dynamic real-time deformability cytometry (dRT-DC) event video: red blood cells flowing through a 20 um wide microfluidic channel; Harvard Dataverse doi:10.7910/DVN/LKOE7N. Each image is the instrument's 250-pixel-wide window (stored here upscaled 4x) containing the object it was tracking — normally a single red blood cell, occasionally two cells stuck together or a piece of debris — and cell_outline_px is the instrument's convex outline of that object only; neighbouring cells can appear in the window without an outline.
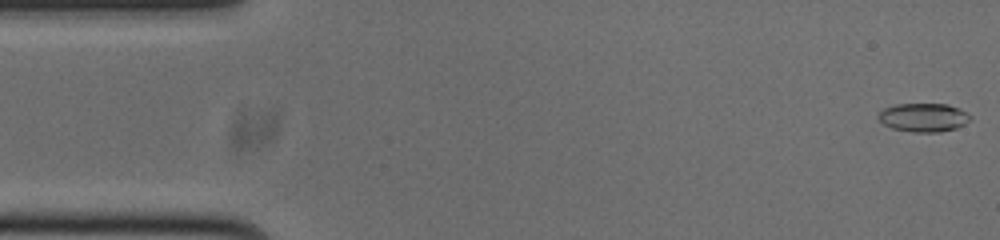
{"species": "common noctule bat (a hibernating species)", "species_latin": "Nyctalus noctula", "temperature_condition": "cold", "stored_images_in_passage": 53, "camera_frame_rate_fps": 3000, "um_per_image_px": 0.085, "animal": {"sex": "male", "body_mass_g": 20.0, "forearm_length_mm": 53.3}, "frame": {"image": 1, "passage_image": 1, "time_ms": 0.0, "image_size_px": [1000, 240], "cell_outline_px": [[972, 116], [964, 124], [956, 128], [940, 132], [912, 132], [892, 128], [884, 124], [876, 116], [884, 108], [896, 104], [948, 104], [960, 108]], "centroid_in_image_um": [78.5, 9.98], "position_along_channel_um": 6.5, "area_um2": 15.32}}
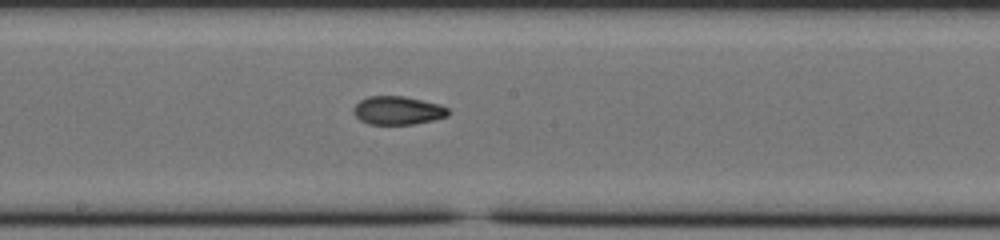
{"frame": {"image": 2, "passage_image": 27, "time_ms": 8.667, "image_size_px": [1000, 240], "cell_outline_px": [[452, 112], [448, 116], [432, 120], [412, 124], [368, 124], [360, 120], [352, 112], [352, 108], [360, 100], [368, 96], [404, 96], [440, 104], [448, 108]], "centroid_in_image_um": [33.81, 9.38], "position_along_channel_um": 214.4, "area_um2": 15.78}}
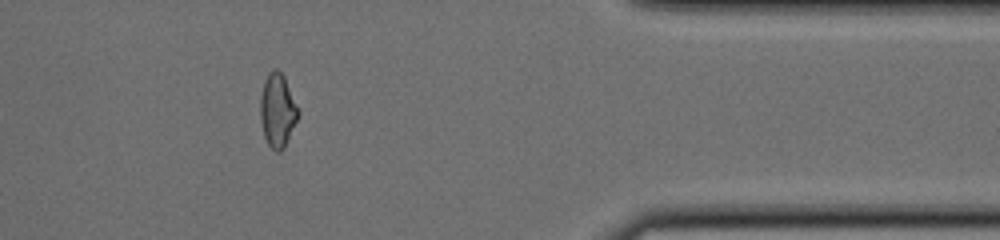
{"frame": {"image": 3, "passage_image": 43, "time_ms": 14.0, "image_size_px": [1000, 240], "cell_outline_px": [[300, 116], [284, 148], [280, 152], [276, 152], [268, 144], [264, 136], [260, 120], [260, 96], [264, 80], [268, 72], [272, 68], [276, 68], [284, 76], [300, 112]], "centroid_in_image_um": [23.59, 9.38], "position_along_channel_um": 387.8, "area_um2": 16.53}, "authors_computed_cell_mechanics": {"area_um2": 15.895, "velocity_mm_per_s": 3.7888, "shape_relaxation_time_tau1_ms": null, "shape_relaxation_time_tau2_ms": 2.3744, "deformation_change_tau1": null, "deformation_change_tau2": 0.0765}}